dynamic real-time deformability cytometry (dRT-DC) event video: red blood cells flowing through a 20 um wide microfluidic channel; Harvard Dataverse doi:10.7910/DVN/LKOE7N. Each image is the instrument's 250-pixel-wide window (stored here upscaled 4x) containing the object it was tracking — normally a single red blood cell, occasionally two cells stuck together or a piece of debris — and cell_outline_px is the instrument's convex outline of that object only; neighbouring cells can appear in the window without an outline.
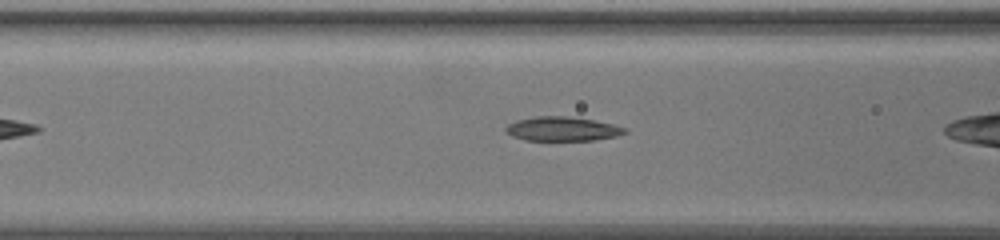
{"species": "common noctule bat (a hibernating species)", "species_latin": "Nyctalus noctula", "temperature_condition": "warm", "stored_images_in_passage": 16, "camera_frame_rate_fps": 3000, "um_per_image_px": 0.085, "animal": {"sex": "female", "body_mass_g": 19.5, "forearm_length_mm": 54.1}, "frame": {"image": 1, "passage_image": 3, "time_ms": 0.667, "image_size_px": [1000, 240], "cell_outline_px": [[628, 132], [616, 136], [596, 140], [524, 140], [512, 136], [504, 132], [504, 128], [508, 124], [516, 120], [536, 116], [568, 116], [592, 120], [612, 124], [628, 128]], "centroid_in_image_um": [47.78, 10.96], "position_along_channel_um": 118.8, "area_um2": 16.88}}
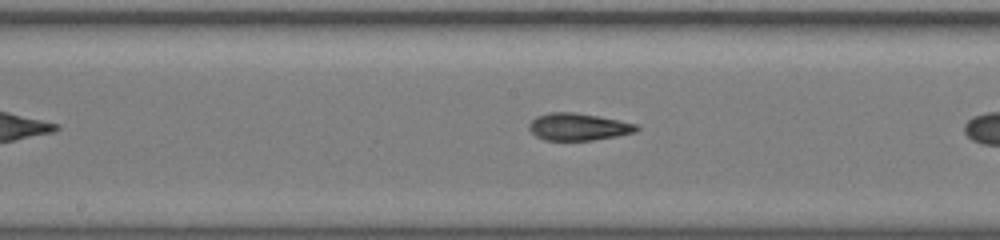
{"frame": {"image": 2, "passage_image": 10, "time_ms": 3.0, "image_size_px": [1000, 240], "cell_outline_px": [[640, 128], [636, 132], [616, 136], [592, 140], [544, 140], [536, 136], [528, 128], [528, 124], [536, 116], [548, 112], [572, 112], [596, 116], [636, 124]], "centroid_in_image_um": [49.11, 10.78], "position_along_channel_um": 199.1, "area_um2": 16.88}}
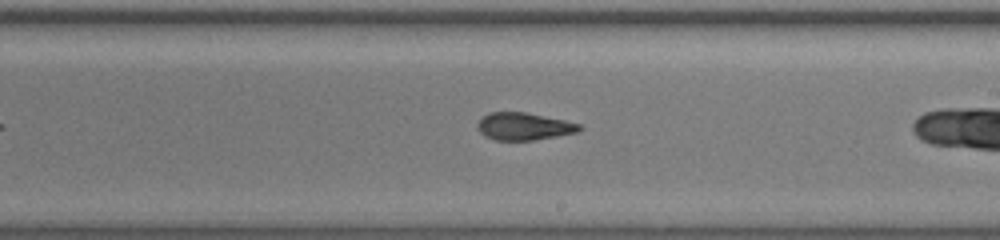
{"frame": {"image": 3, "passage_image": 14, "time_ms": 4.333, "image_size_px": [1000, 240], "cell_outline_px": [[584, 128], [580, 132], [536, 140], [496, 140], [484, 136], [476, 128], [476, 124], [488, 112], [524, 112], [564, 120], [580, 124]], "centroid_in_image_um": [44.55, 10.75], "position_along_channel_um": 244.5, "area_um2": 16.42}}